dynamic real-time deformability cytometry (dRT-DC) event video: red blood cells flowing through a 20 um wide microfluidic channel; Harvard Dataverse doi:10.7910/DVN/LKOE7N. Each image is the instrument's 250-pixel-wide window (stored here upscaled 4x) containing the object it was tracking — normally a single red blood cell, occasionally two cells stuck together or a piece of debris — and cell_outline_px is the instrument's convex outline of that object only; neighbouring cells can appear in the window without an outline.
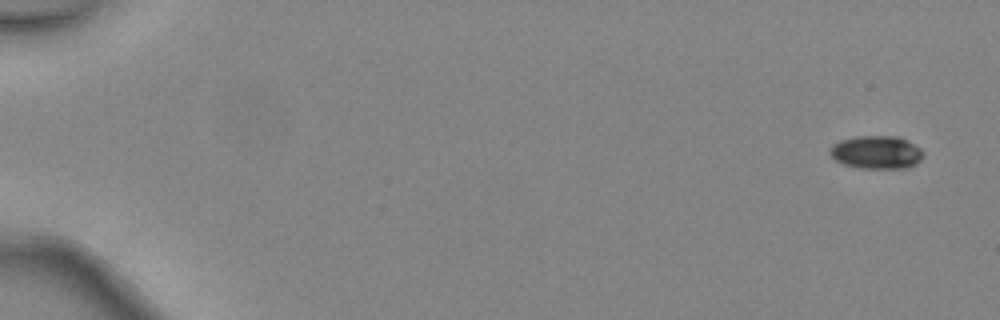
{"species": "common noctule bat (a hibernating species)", "species_latin": "Nyctalus noctula", "temperature_condition": "warm", "stored_images_in_passage": 5, "camera_frame_rate_fps": 3000, "um_per_image_px": 0.085, "animal": {"sex": "female", "body_mass_g": 24.6, "forearm_length_mm": 56.2}, "frame": {"image": 1, "passage_image": 1, "time_ms": 0.0, "image_size_px": [1000, 320], "cell_outline_px": [[924, 156], [916, 164], [908, 168], [864, 168], [844, 164], [836, 160], [828, 152], [828, 148], [832, 144], [840, 140], [856, 136], [900, 136], [908, 140], [920, 148], [924, 152]], "centroid_in_image_um": [74.51, 12.93], "position_along_channel_um": 10.5, "area_um2": 18.21}}
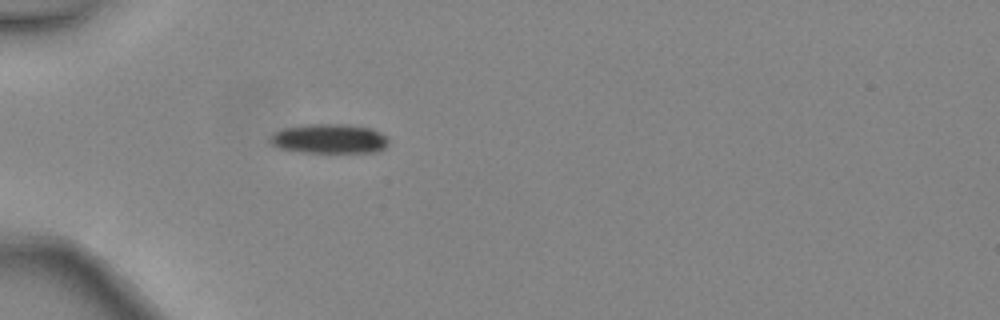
{"frame": {"image": 2, "passage_image": 5, "time_ms": 1.333, "image_size_px": [1000, 320], "cell_outline_px": [[388, 144], [384, 148], [376, 152], [300, 152], [280, 148], [272, 144], [268, 140], [276, 132], [284, 128], [304, 124], [348, 124], [372, 128], [388, 136]], "centroid_in_image_um": [28.03, 11.78], "position_along_channel_um": 57.0, "area_um2": 20.46}}